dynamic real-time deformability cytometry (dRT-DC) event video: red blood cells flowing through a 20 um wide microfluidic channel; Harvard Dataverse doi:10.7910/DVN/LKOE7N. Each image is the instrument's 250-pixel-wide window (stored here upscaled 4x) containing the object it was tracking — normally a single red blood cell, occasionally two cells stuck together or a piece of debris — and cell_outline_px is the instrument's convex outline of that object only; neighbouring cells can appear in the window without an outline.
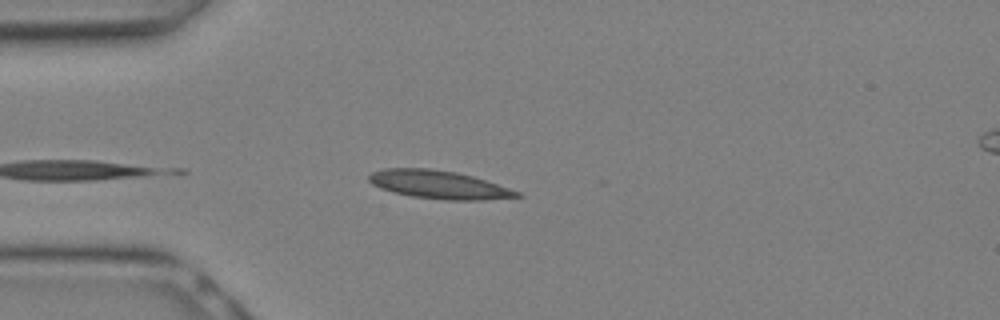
{"species": "Egyptian fruit bat (a non-hibernating species)", "species_latin": "Rousettus aegyptiacus", "temperature_condition": "warm", "stored_images_in_passage": 12, "camera_frame_rate_fps": 3000, "um_per_image_px": 0.085, "animal": {"sex": "female"}, "frame": {"image": 1, "passage_image": 6, "time_ms": 1.667, "image_size_px": [1000, 320], "cell_outline_px": [[524, 196], [480, 200], [448, 200], [412, 196], [380, 188], [372, 184], [368, 180], [368, 176], [372, 172], [384, 168], [428, 168], [456, 172], [472, 176], [520, 192]], "centroid_in_image_um": [37.27, 15.69], "position_along_channel_um": 47.7, "area_um2": 23.99}}
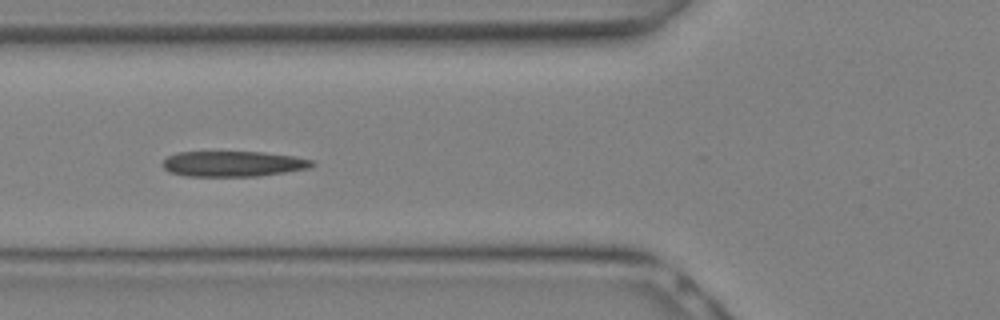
{"frame": {"image": 2, "passage_image": 9, "time_ms": 2.667, "image_size_px": [1000, 320], "cell_outline_px": [[316, 164], [308, 168], [260, 176], [184, 176], [168, 172], [164, 168], [164, 160], [168, 156], [176, 152], [264, 152], [296, 156], [312, 160]], "centroid_in_image_um": [19.82, 13.92], "position_along_channel_um": 106.0, "area_um2": 22.25}}
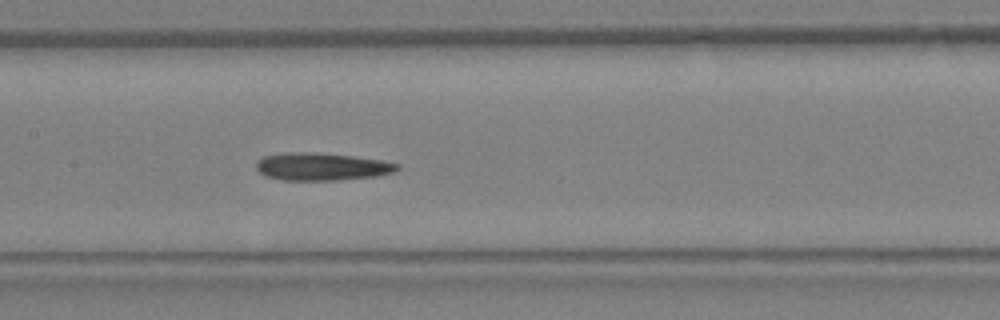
{"frame": {"image": 3, "passage_image": 12, "time_ms": 3.667, "image_size_px": [1000, 320], "cell_outline_px": [[400, 168], [396, 172], [376, 176], [332, 180], [284, 180], [268, 176], [260, 172], [256, 168], [256, 160], [264, 156], [288, 152], [312, 152], [352, 156], [380, 160], [400, 164]], "centroid_in_image_um": [27.36, 14.16], "position_along_channel_um": 180.0, "area_um2": 22.54}}